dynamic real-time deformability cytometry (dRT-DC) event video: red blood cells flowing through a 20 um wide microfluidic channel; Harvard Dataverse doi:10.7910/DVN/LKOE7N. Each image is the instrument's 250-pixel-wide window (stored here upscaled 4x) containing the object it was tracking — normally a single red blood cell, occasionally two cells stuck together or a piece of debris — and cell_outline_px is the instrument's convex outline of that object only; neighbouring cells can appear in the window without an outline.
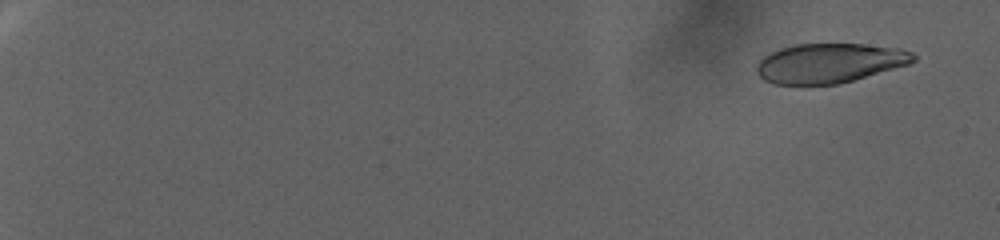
{"species": "human", "species_latin": "Homo sapiens", "temperature_condition": "warm", "stored_images_in_passage": 105, "camera_frame_rate_fps": 3000, "um_per_image_px": 0.085, "donor": {"sex": "female"}, "frame": {"image": 1, "passage_image": 7, "time_ms": 2.0, "image_size_px": [1000, 240], "cell_outline_px": [[916, 60], [908, 64], [840, 84], [776, 84], [764, 80], [756, 72], [756, 64], [764, 56], [780, 48], [796, 44], [864, 44], [900, 48], [912, 52], [916, 56]], "centroid_in_image_um": [70.5, 5.36], "position_along_channel_um": 14.5, "area_um2": 36.01}}
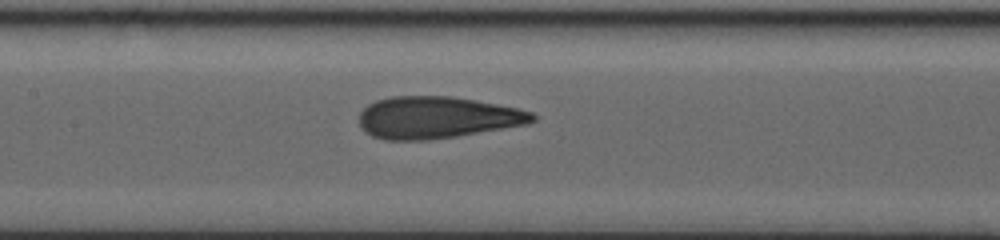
{"frame": {"image": 2, "passage_image": 60, "time_ms": 19.667, "image_size_px": [1000, 240], "cell_outline_px": [[536, 120], [528, 124], [456, 136], [428, 140], [384, 140], [372, 136], [364, 132], [360, 128], [360, 112], [368, 104], [376, 100], [392, 96], [452, 96], [520, 108], [532, 112], [536, 116]], "centroid_in_image_um": [37.14, 9.99], "position_along_channel_um": 170.3, "area_um2": 42.54}}
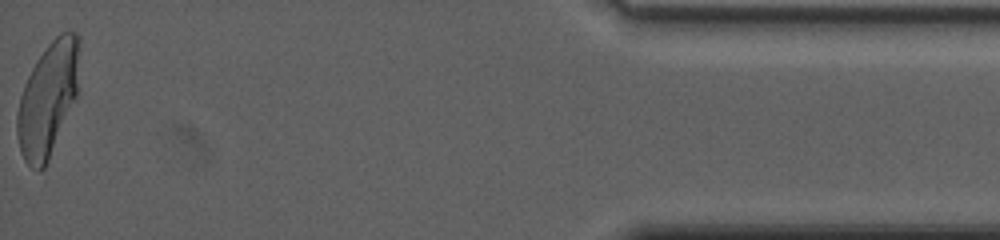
{"frame": {"image": 3, "passage_image": 105, "time_ms": 34.667, "image_size_px": [1000, 240], "cell_outline_px": [[80, 40], [76, 96], [48, 160], [44, 168], [40, 168], [28, 164], [24, 160], [20, 152], [16, 132], [16, 112], [20, 96], [24, 84], [36, 60], [48, 44], [60, 32], [76, 32]], "centroid_in_image_um": [4.05, 8.38], "position_along_channel_um": 431.2, "area_um2": 40.75}}